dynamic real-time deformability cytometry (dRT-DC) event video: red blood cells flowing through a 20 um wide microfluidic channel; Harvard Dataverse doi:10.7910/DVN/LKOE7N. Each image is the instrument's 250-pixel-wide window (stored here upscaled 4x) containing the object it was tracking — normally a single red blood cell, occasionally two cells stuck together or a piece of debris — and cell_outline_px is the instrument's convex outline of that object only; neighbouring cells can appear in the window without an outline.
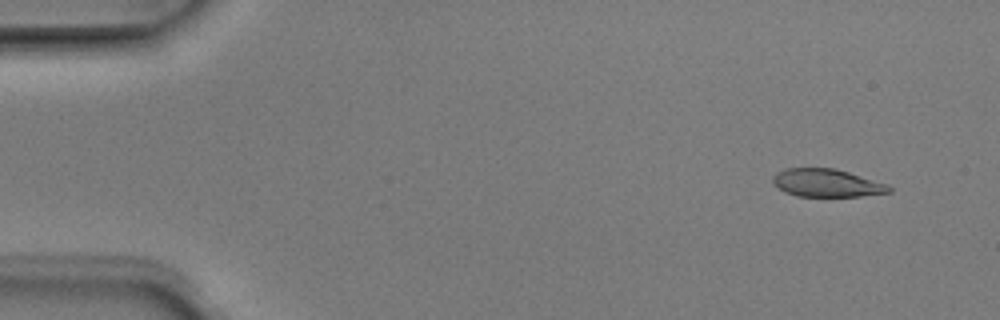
{"species": "Egyptian fruit bat (a non-hibernating species)", "species_latin": "Rousettus aegyptiacus", "temperature_condition": "room temperature", "stored_images_in_passage": 4, "camera_frame_rate_fps": 3000, "um_per_image_px": 0.085, "animal": {"sex": "male"}, "frame": {"image": 1, "passage_image": 2, "time_ms": 0.333, "image_size_px": [1000, 320], "cell_outline_px": [[892, 192], [860, 196], [796, 196], [784, 192], [772, 184], [772, 176], [776, 172], [784, 168], [836, 168], [888, 184], [892, 188]], "centroid_in_image_um": [70.24, 15.55], "position_along_channel_um": 14.8, "area_um2": 19.13}}